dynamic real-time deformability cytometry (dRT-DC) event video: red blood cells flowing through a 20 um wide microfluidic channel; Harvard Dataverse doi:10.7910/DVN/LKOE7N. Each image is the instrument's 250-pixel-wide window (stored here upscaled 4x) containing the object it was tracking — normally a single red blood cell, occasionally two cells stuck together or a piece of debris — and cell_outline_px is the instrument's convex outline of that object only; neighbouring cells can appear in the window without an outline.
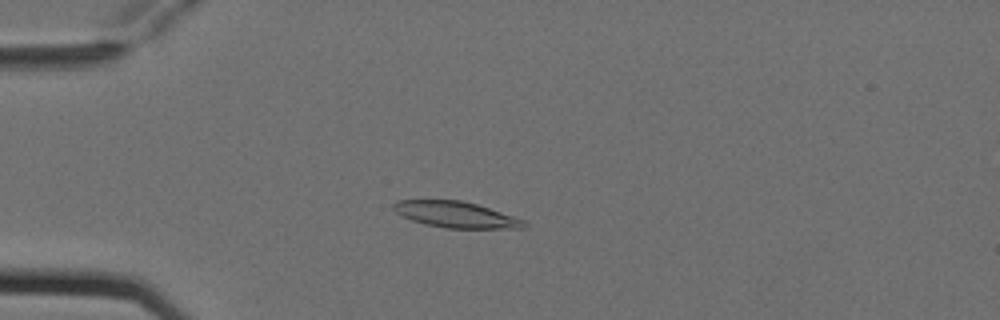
{"species": "Egyptian fruit bat (a non-hibernating species)", "species_latin": "Rousettus aegyptiacus", "temperature_condition": "cold", "stored_images_in_passage": 6, "camera_frame_rate_fps": 3000, "um_per_image_px": 0.085, "animal": {"sex": "female"}, "frame": {"image": 1, "passage_image": 4, "time_ms": 1.0, "image_size_px": [1000, 320], "cell_outline_px": [[528, 228], [444, 228], [424, 224], [412, 220], [396, 212], [392, 208], [392, 204], [396, 200], [460, 200], [476, 204], [524, 220], [528, 224]], "centroid_in_image_um": [38.73, 18.24], "position_along_channel_um": 46.3, "area_um2": 19.71}}
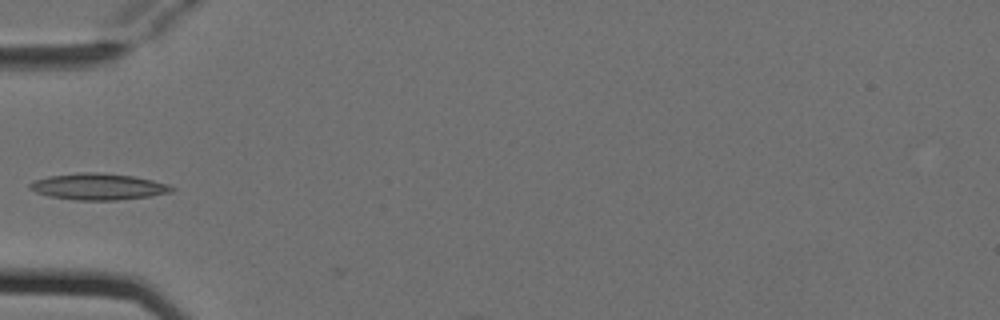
{"frame": {"image": 2, "passage_image": 5, "time_ms": 1.333, "image_size_px": [1000, 320], "cell_outline_px": [[176, 188], [172, 192], [148, 196], [116, 200], [76, 200], [48, 196], [36, 192], [28, 188], [28, 184], [32, 180], [48, 176], [80, 172], [100, 172], [132, 176], [152, 180], [168, 184]], "centroid_in_image_um": [8.31, 15.85], "position_along_channel_um": 76.7, "area_um2": 21.91}}